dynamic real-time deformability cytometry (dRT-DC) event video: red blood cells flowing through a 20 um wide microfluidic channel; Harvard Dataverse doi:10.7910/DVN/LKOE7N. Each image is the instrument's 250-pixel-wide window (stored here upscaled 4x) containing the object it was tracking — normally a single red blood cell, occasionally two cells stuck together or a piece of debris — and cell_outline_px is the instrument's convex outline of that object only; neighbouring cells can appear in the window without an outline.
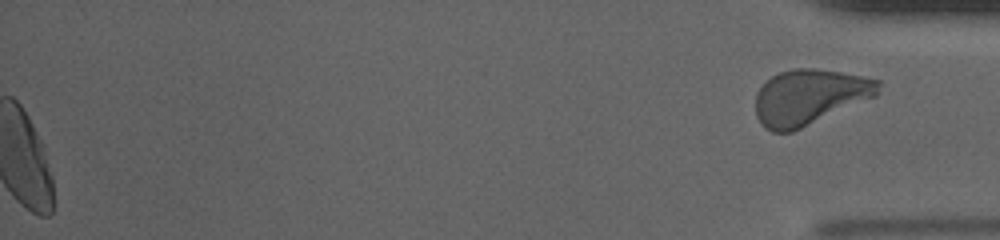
{"species": "human", "species_latin": "Homo sapiens", "temperature_condition": "cold", "stored_images_in_passage": 40, "segment_of_instrument_passage": [2, 2], "camera_frame_rate_fps": 3000, "um_per_image_px": 0.085, "donor": {"sex": "male"}, "frame": {"image": 1, "passage_image": 40, "time_ms": 13.0, "image_size_px": [1000, 240], "cell_outline_px": [[880, 92], [876, 96], [792, 132], [772, 132], [764, 128], [760, 124], [756, 116], [756, 92], [764, 80], [780, 72], [796, 68], [816, 68], [840, 72], [880, 80]], "centroid_in_image_um": [68.77, 8.25], "position_along_channel_um": 366.4, "area_um2": 39.82}}